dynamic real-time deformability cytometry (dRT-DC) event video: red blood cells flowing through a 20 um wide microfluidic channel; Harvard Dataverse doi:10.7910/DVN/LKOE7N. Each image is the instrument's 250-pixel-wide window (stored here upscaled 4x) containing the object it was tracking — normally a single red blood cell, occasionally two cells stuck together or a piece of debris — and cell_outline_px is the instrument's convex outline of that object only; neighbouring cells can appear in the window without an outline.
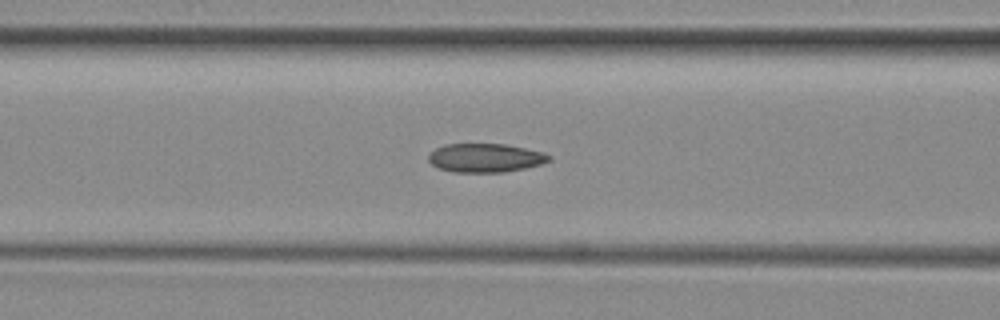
{"species": "common noctule bat (a hibernating species)", "species_latin": "Nyctalus noctula", "temperature_condition": "room temperature", "stored_images_in_passage": 27, "camera_frame_rate_fps": 3000, "um_per_image_px": 0.085, "animal": {"sex": "female", "body_mass_g": 29.2, "forearm_length_mm": 56.3}, "frame": {"image": 1, "passage_image": 20, "time_ms": 6.333, "image_size_px": [1000, 320], "cell_outline_px": [[552, 160], [540, 164], [524, 168], [504, 172], [452, 172], [440, 168], [432, 164], [428, 160], [428, 156], [436, 148], [444, 144], [504, 144], [544, 152], [552, 156]], "centroid_in_image_um": [41.27, 13.42], "position_along_channel_um": 125.3, "area_um2": 20.11}}
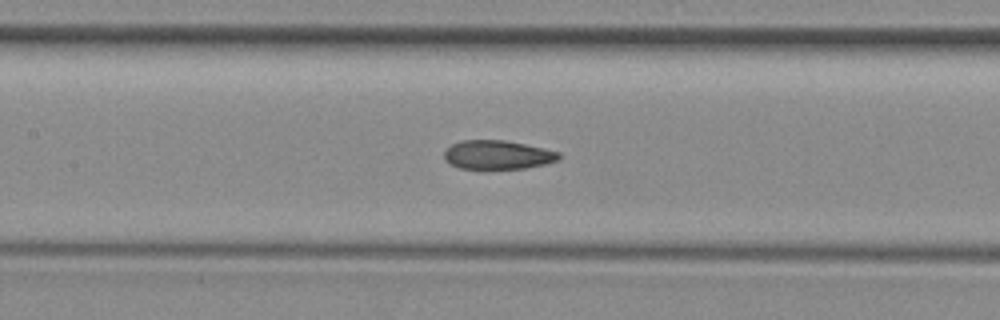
{"frame": {"image": 2, "passage_image": 23, "time_ms": 7.333, "image_size_px": [1000, 320], "cell_outline_px": [[560, 160], [544, 164], [524, 168], [484, 172], [460, 168], [444, 160], [444, 152], [452, 144], [460, 140], [504, 140], [544, 148], [560, 152]], "centroid_in_image_um": [42.27, 13.2], "position_along_channel_um": 165.1, "area_um2": 20.06}}
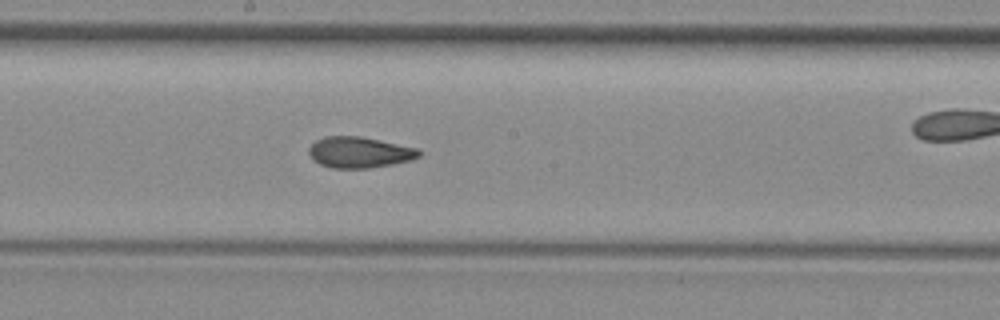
{"frame": {"image": 3, "passage_image": 27, "time_ms": 8.667, "image_size_px": [1000, 320], "cell_outline_px": [[420, 156], [412, 160], [392, 164], [368, 168], [332, 168], [320, 164], [312, 160], [308, 152], [308, 148], [316, 140], [324, 136], [360, 136], [420, 148]], "centroid_in_image_um": [30.55, 12.94], "position_along_channel_um": 217.7, "area_um2": 20.06}}